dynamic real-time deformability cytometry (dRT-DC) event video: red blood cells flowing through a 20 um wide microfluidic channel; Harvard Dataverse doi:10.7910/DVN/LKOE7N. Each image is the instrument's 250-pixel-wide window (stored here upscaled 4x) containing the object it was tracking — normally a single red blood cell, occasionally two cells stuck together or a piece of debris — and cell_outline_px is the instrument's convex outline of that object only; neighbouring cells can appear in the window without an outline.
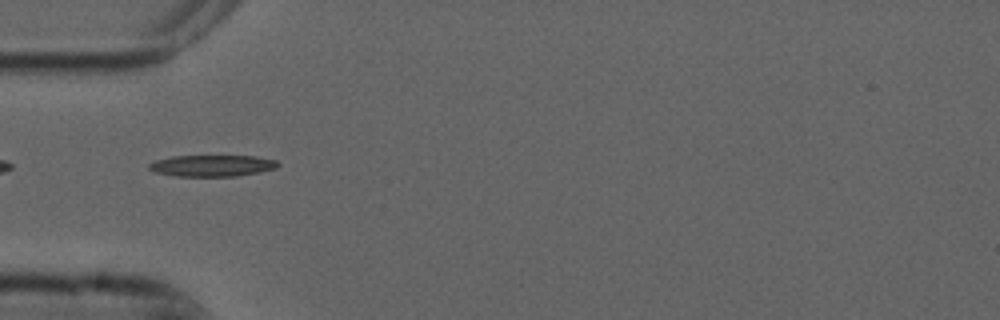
{"species": "common noctule bat (a hibernating species)", "species_latin": "Nyctalus noctula", "temperature_condition": "cold", "stored_images_in_passage": 5, "segment_of_instrument_passage": [2, 2], "camera_frame_rate_fps": 3000, "um_per_image_px": 0.085, "animal": {"sex": "male", "forearm_length_mm": 52.5}, "frame": {"image": 1, "passage_image": 5, "time_ms": 1.333, "image_size_px": [1000, 320], "cell_outline_px": [[280, 164], [276, 168], [260, 172], [236, 176], [176, 176], [156, 172], [148, 168], [148, 164], [156, 160], [172, 156], [256, 156], [276, 160]], "centroid_in_image_um": [18.05, 14.08], "position_along_channel_um": 67.0, "area_um2": 16.07}}